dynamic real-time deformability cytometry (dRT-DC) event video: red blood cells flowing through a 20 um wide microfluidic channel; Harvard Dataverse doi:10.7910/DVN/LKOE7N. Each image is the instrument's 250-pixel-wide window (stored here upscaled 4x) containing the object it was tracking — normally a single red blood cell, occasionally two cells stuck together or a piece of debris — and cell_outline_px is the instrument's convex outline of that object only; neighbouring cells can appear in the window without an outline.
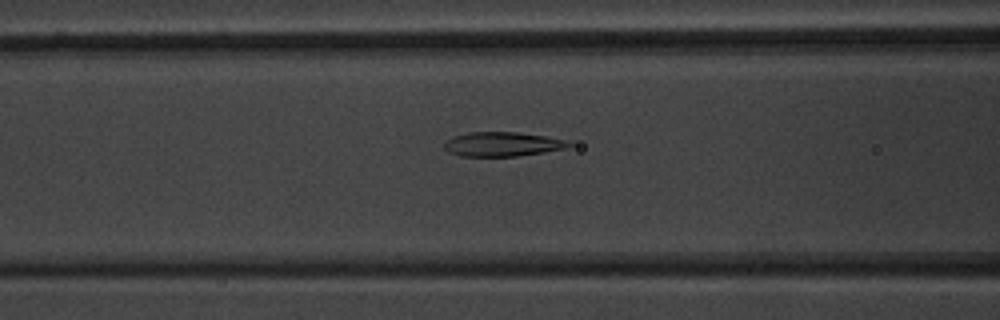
{"species": "common noctule bat (a hibernating species)", "species_latin": "Nyctalus noctula", "temperature_condition": "warm", "stored_images_in_passage": 48, "camera_frame_rate_fps": 3000, "um_per_image_px": 0.085, "animal": {"sex": "male", "body_mass_g": 20.1, "forearm_length_mm": 53.5}, "frame": {"image": 1, "passage_image": 17, "time_ms": 5.333, "image_size_px": [1000, 320], "cell_outline_px": [[572, 144], [568, 148], [544, 152], [516, 156], [460, 156], [448, 152], [444, 148], [444, 144], [452, 136], [468, 132], [520, 132], [544, 136], [564, 140]], "centroid_in_image_um": [42.67, 12.25], "position_along_channel_um": 123.9, "area_um2": 17.63}}
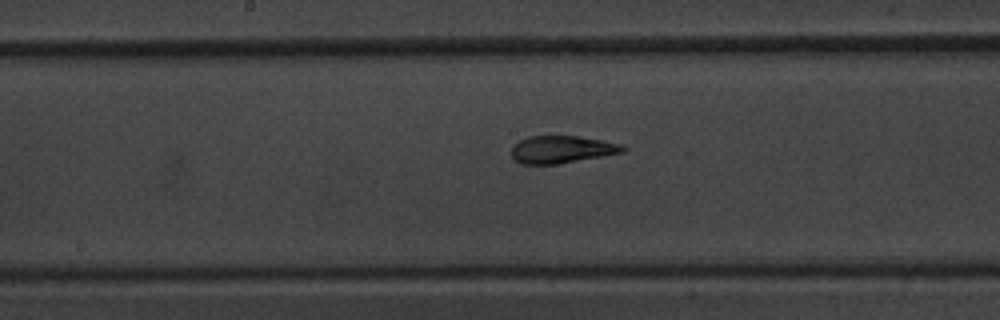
{"frame": {"image": 2, "passage_image": 23, "time_ms": 7.333, "image_size_px": [1000, 320], "cell_outline_px": [[628, 148], [624, 152], [556, 164], [520, 164], [512, 156], [512, 144], [528, 136], [576, 136], [600, 140], [620, 144]], "centroid_in_image_um": [47.71, 12.7], "position_along_channel_um": 200.5, "area_um2": 17.63}}
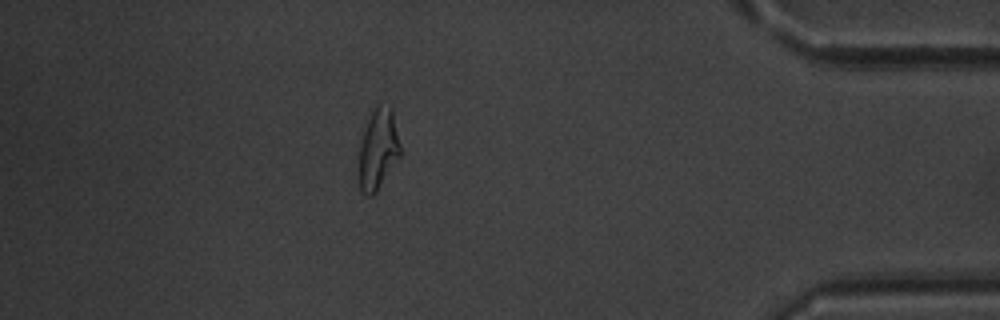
{"frame": {"image": 3, "passage_image": 42, "time_ms": 13.667, "image_size_px": [1000, 320], "cell_outline_px": [[400, 156], [376, 192], [372, 196], [368, 196], [360, 188], [356, 172], [356, 160], [360, 144], [368, 120], [376, 104], [380, 104], [392, 108], [400, 144]], "centroid_in_image_um": [32.09, 12.73], "position_along_channel_um": 403.1, "area_um2": 19.77}, "authors_computed_cell_mechanics": {"area_um2": 18.8717, "velocity_mm_per_s": 3.8168, "shape_relaxation_time_tau1_ms": 7.9398, "shape_relaxation_time_tau2_ms": 1.3133, "deformation_change_tau1": 0.2568, "deformation_change_tau2": 0.0877}}